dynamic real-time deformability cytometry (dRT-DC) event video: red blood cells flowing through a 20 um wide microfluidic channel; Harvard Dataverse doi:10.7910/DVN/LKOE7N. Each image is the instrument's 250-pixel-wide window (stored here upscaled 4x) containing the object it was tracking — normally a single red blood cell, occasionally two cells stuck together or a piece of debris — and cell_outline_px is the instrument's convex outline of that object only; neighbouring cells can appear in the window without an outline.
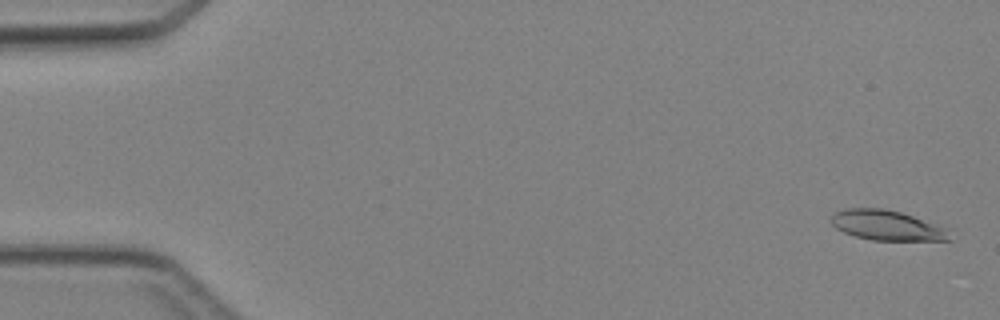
{"species": "Egyptian fruit bat (a non-hibernating species)", "species_latin": "Rousettus aegyptiacus", "temperature_condition": "cold", "stored_images_in_passage": 46, "camera_frame_rate_fps": 3000, "um_per_image_px": 0.085, "animal": {"sex": "female"}, "frame": {"image": 1, "passage_image": 2, "time_ms": 0.333, "image_size_px": [1000, 320], "cell_outline_px": [[952, 240], [872, 240], [856, 236], [844, 232], [836, 228], [832, 224], [832, 216], [836, 212], [848, 208], [884, 208], [900, 212], [912, 216], [944, 228]], "centroid_in_image_um": [75.34, 19.15], "position_along_channel_um": 9.7, "area_um2": 20.17}}
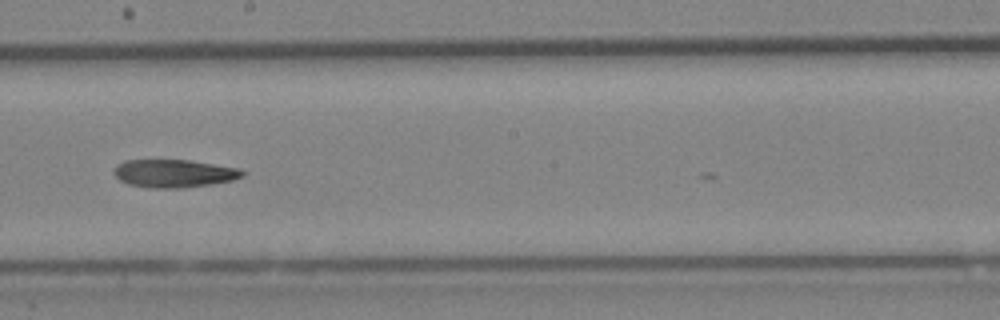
{"frame": {"image": 2, "passage_image": 27, "time_ms": 8.667, "image_size_px": [1000, 320], "cell_outline_px": [[244, 176], [232, 180], [208, 184], [180, 188], [148, 188], [128, 184], [120, 180], [112, 172], [116, 164], [124, 160], [188, 160], [240, 168], [244, 172]], "centroid_in_image_um": [14.74, 14.73], "position_along_channel_um": 233.5, "area_um2": 20.92}}
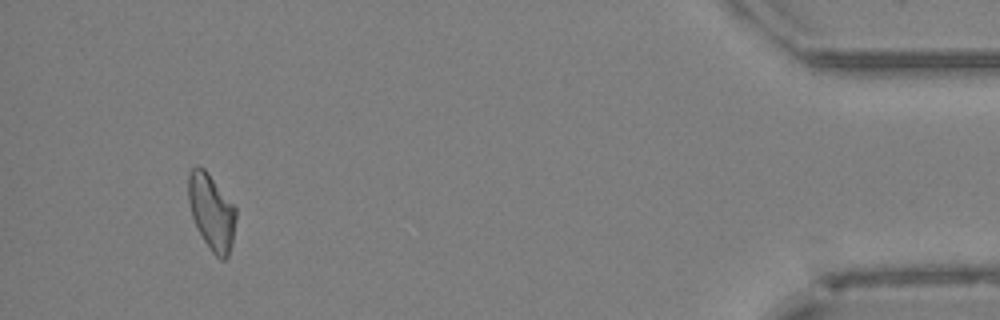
{"frame": {"image": 3, "passage_image": 44, "time_ms": 14.333, "image_size_px": [1000, 320], "cell_outline_px": [[236, 216], [232, 244], [228, 256], [224, 260], [220, 260], [212, 252], [204, 240], [192, 216], [188, 200], [188, 172], [196, 164], [200, 164], [204, 168], [236, 208]], "centroid_in_image_um": [17.97, 17.99], "position_along_channel_um": 417.2, "area_um2": 20.92}}